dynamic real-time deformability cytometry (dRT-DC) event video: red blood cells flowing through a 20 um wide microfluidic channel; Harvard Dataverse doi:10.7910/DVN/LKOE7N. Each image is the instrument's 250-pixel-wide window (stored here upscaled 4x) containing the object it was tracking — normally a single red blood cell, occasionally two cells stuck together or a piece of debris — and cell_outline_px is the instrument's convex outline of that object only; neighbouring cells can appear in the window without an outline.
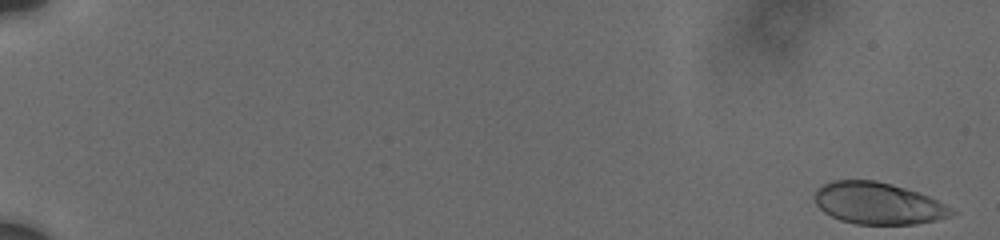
{"species": "human", "species_latin": "Homo sapiens", "temperature_condition": "cold", "stored_images_in_passage": 18, "camera_frame_rate_fps": 3000, "um_per_image_px": 0.085, "donor": {"sex": "male"}, "frame": {"image": 1, "passage_image": 1, "time_ms": 0.0, "image_size_px": [1000, 240], "cell_outline_px": [[960, 212], [952, 216], [936, 220], [916, 224], [856, 224], [840, 220], [824, 212], [816, 204], [816, 188], [832, 180], [876, 180], [892, 184], [928, 196]], "centroid_in_image_um": [74.66, 17.29], "position_along_channel_um": 10.3, "area_um2": 33.29}}
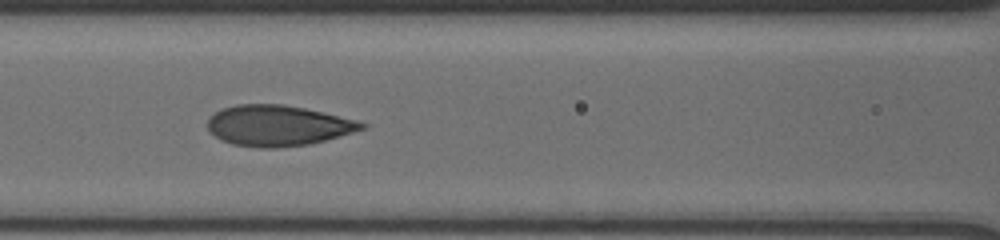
{"frame": {"image": 2, "passage_image": 16, "time_ms": 9.0, "image_size_px": [1000, 240], "cell_outline_px": [[368, 128], [340, 136], [308, 144], [276, 148], [260, 148], [232, 144], [220, 140], [208, 132], [208, 120], [216, 112], [224, 108], [236, 104], [280, 104], [304, 108], [324, 112], [356, 120], [368, 124]], "centroid_in_image_um": [23.62, 10.68], "position_along_channel_um": 143.0, "area_um2": 36.59}}
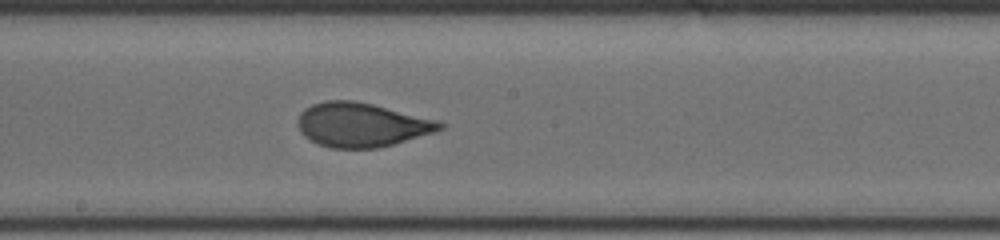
{"frame": {"image": 3, "passage_image": 18, "time_ms": 11.0, "image_size_px": [1000, 240], "cell_outline_px": [[444, 128], [436, 132], [392, 144], [376, 148], [332, 148], [320, 144], [304, 136], [300, 132], [296, 124], [296, 120], [300, 112], [304, 108], [312, 104], [324, 100], [352, 100], [372, 104], [436, 120], [444, 124]], "centroid_in_image_um": [30.68, 10.6], "position_along_channel_um": 217.5, "area_um2": 36.41}}